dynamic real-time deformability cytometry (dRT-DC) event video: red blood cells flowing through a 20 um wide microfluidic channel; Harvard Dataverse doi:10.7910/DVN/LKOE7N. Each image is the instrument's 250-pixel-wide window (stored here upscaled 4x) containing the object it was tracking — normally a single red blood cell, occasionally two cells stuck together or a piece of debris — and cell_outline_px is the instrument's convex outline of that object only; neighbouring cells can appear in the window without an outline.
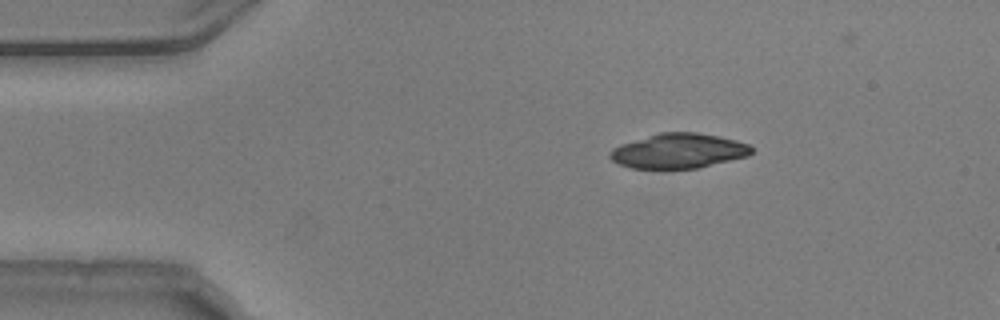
{"species": "common noctule bat (a hibernating species)", "species_latin": "Nyctalus noctula", "temperature_condition": "warm", "stored_images_in_passage": 7, "camera_frame_rate_fps": 3000, "um_per_image_px": 0.085, "animal": {"sex": "male", "body_mass_g": 20.5, "forearm_length_mm": 52.5}, "frame": {"image": 1, "passage_image": 1, "time_ms": 0.0, "image_size_px": [1000, 320], "cell_outline_px": [[752, 152], [748, 156], [696, 168], [632, 168], [620, 164], [612, 160], [608, 156], [608, 152], [612, 148], [620, 144], [660, 132], [696, 132], [720, 136], [736, 140], [748, 144], [752, 148]], "centroid_in_image_um": [57.66, 12.81], "position_along_channel_um": 27.3, "area_um2": 28.61}}